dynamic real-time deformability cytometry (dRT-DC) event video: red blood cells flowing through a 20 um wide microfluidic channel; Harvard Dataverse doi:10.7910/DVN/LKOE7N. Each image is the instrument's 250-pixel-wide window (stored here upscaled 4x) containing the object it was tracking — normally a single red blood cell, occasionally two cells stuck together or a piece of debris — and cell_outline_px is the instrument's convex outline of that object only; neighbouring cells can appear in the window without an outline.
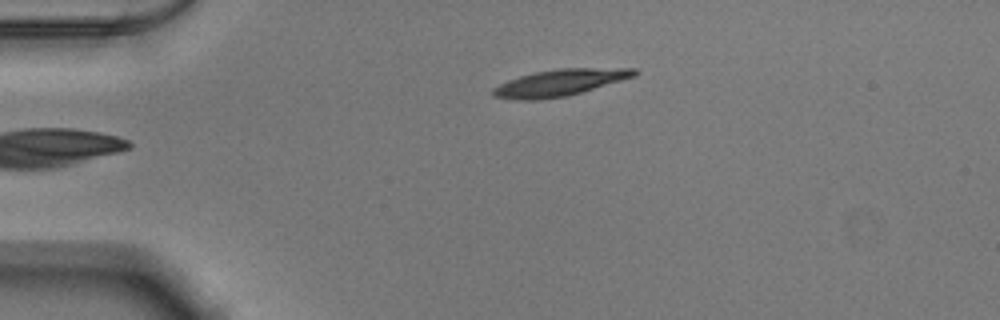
{"species": "Egyptian fruit bat (a non-hibernating species)", "species_latin": "Rousettus aegyptiacus", "temperature_condition": "warm", "stored_images_in_passage": 36, "camera_frame_rate_fps": 3000, "um_per_image_px": 0.085, "animal": {"sex": "male"}, "frame": {"image": 1, "passage_image": 1, "time_ms": 0.0, "image_size_px": [1000, 320], "cell_outline_px": [[640, 72], [636, 76], [568, 96], [536, 100], [516, 100], [492, 96], [492, 88], [508, 80], [520, 76], [536, 72], [560, 68], [636, 68]], "centroid_in_image_um": [47.6, 7.03], "position_along_channel_um": 37.4, "area_um2": 21.96}}
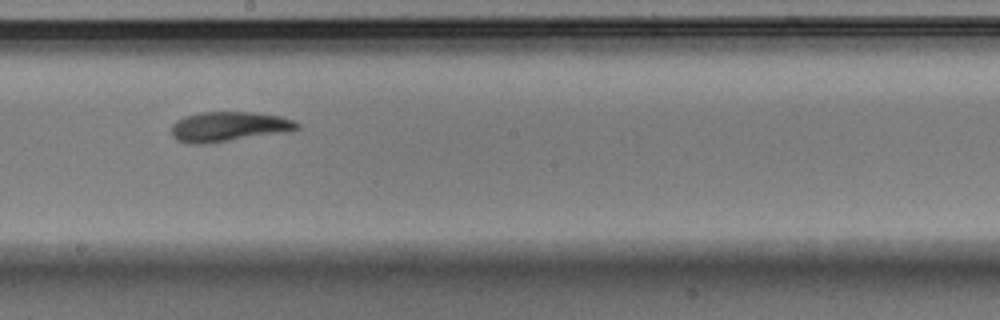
{"frame": {"image": 2, "passage_image": 19, "time_ms": 6.0, "image_size_px": [1000, 320], "cell_outline_px": [[300, 128], [288, 132], [204, 144], [188, 144], [176, 140], [172, 136], [172, 124], [176, 120], [184, 116], [200, 112], [252, 112], [280, 116], [292, 120], [300, 124]], "centroid_in_image_um": [19.42, 10.77], "position_along_channel_um": 228.8, "area_um2": 22.02}}
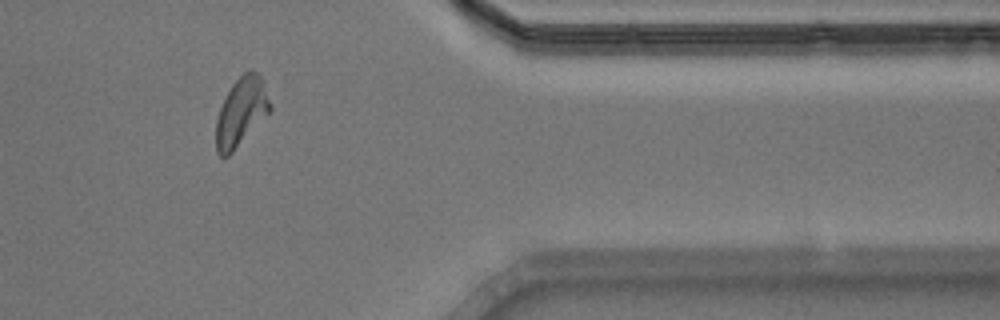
{"frame": {"image": 3, "passage_image": 33, "time_ms": 10.667, "image_size_px": [1000, 320], "cell_outline_px": [[272, 108], [232, 152], [228, 156], [220, 156], [216, 152], [216, 120], [220, 108], [232, 84], [248, 68], [256, 72], [260, 76], [272, 104]], "centroid_in_image_um": [20.49, 9.49], "position_along_channel_um": 390.9, "area_um2": 21.1}, "authors_computed_cell_mechanics": {"area_um2": 21.7039, "velocity_mm_per_s": 3.8477, "shape_relaxation_time_tau1_ms": 4.3742, "shape_relaxation_time_tau2_ms": 3.4058, "deformation_change_tau1": 0.1946, "deformation_change_tau2": 0.1185}}